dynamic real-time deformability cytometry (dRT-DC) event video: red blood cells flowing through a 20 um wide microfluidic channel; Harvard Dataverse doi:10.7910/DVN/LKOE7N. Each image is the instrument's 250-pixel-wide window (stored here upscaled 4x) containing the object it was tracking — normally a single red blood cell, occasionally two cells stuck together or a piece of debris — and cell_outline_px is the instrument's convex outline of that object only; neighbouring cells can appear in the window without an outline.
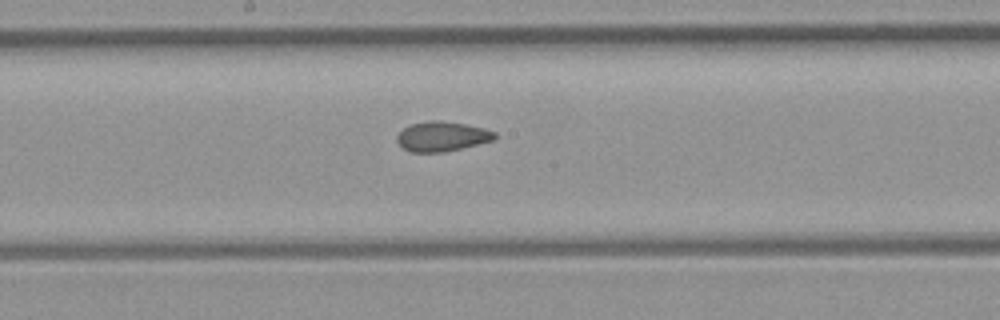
{"species": "common noctule bat (a hibernating species)", "species_latin": "Nyctalus noctula", "temperature_condition": "room temperature", "stored_images_in_passage": 7, "camera_frame_rate_fps": 3000, "um_per_image_px": 0.085, "animal": {"sex": "female", "body_mass_g": 21.9}, "frame": {"image": 1, "passage_image": 7, "time_ms": 7.667, "image_size_px": [1000, 320], "cell_outline_px": [[496, 136], [492, 140], [444, 152], [408, 152], [396, 140], [396, 136], [408, 124], [428, 120], [440, 120], [464, 124], [484, 128], [496, 132]], "centroid_in_image_um": [37.52, 11.58], "position_along_channel_um": 210.7, "area_um2": 16.88}}